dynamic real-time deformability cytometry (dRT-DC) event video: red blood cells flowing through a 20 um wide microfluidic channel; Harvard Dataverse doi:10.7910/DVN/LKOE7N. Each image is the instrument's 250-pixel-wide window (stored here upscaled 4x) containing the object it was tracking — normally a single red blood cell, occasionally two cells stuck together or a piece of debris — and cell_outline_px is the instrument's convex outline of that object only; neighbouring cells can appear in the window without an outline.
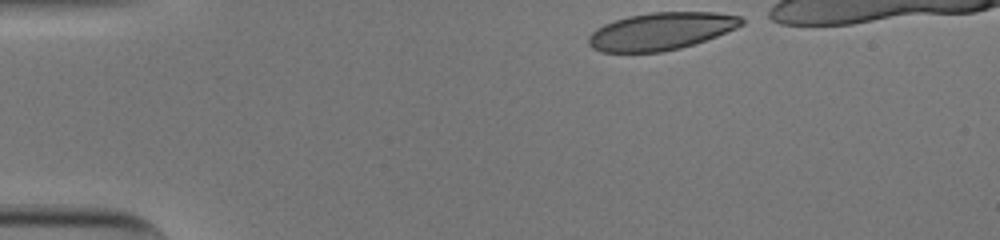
{"species": "human", "species_latin": "Homo sapiens", "temperature_condition": "cold", "stored_images_in_passage": 35, "camera_frame_rate_fps": 3000, "um_per_image_px": 0.085, "donor": {"sex": "male"}, "frame": {"image": 1, "passage_image": 1, "time_ms": 0.0, "image_size_px": [1000, 240], "cell_outline_px": [[744, 24], [736, 28], [716, 36], [680, 48], [660, 52], [600, 52], [592, 48], [588, 44], [588, 36], [596, 28], [604, 24], [628, 16], [652, 12], [716, 12], [740, 16], [744, 20]], "centroid_in_image_um": [56.17, 2.65], "position_along_channel_um": 28.8, "area_um2": 33.29}}
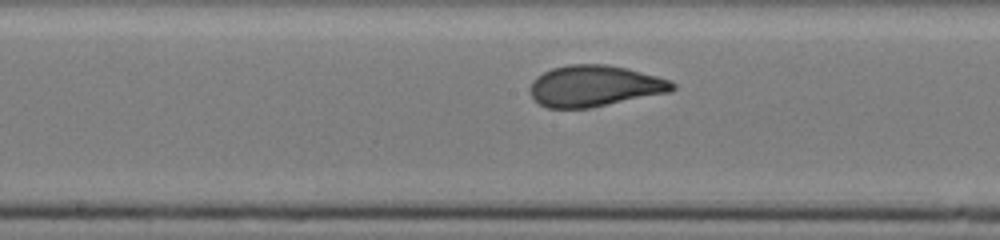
{"frame": {"image": 2, "passage_image": 20, "time_ms": 6.333, "image_size_px": [1000, 240], "cell_outline_px": [[676, 88], [672, 92], [588, 108], [548, 108], [540, 104], [532, 96], [528, 88], [532, 80], [536, 76], [552, 68], [568, 64], [608, 64], [672, 80], [676, 84]], "centroid_in_image_um": [50.54, 7.3], "position_along_channel_um": 197.7, "area_um2": 34.28}}
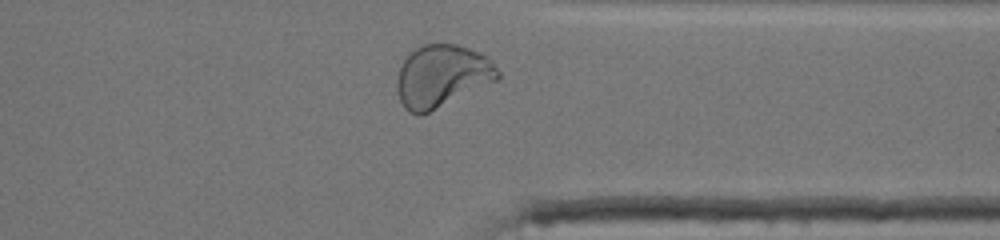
{"frame": {"image": 3, "passage_image": 34, "time_ms": 11.0, "image_size_px": [1000, 240], "cell_outline_px": [[500, 76], [496, 80], [420, 116], [416, 116], [408, 112], [404, 108], [400, 100], [396, 88], [396, 80], [400, 68], [404, 60], [416, 48], [424, 44], [456, 44], [468, 48], [492, 60], [500, 72]], "centroid_in_image_um": [37.53, 6.48], "position_along_channel_um": 373.9, "area_um2": 36.24}, "authors_computed_cell_mechanics": {"area_um2": 33.7552, "velocity_mm_per_s": 3.8082, "shape_relaxation_time_tau1_ms": 5.2388, "shape_relaxation_time_tau2_ms": null, "deformation_change_tau1": 0.1878, "deformation_change_tau2": null}}